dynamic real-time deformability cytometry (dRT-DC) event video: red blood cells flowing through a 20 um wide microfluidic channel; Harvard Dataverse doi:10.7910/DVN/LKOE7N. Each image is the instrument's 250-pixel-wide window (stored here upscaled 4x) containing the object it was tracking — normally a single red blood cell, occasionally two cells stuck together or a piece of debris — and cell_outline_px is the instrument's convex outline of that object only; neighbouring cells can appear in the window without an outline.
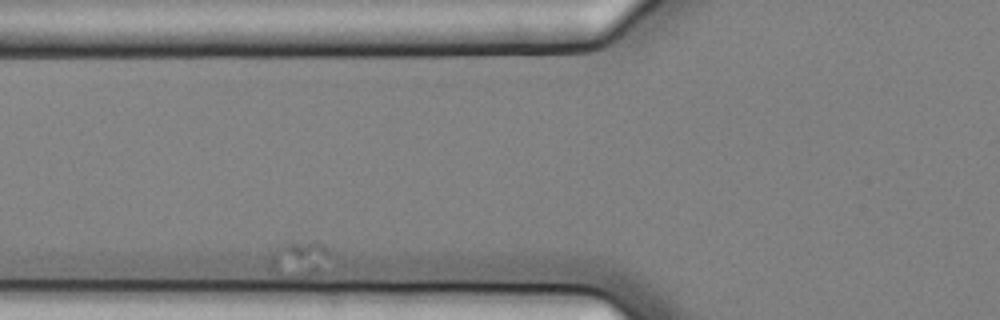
{"species": "common noctule bat (a hibernating species)", "species_latin": "Nyctalus noctula", "temperature_condition": "cold", "stored_images_in_passage": 5, "camera_frame_rate_fps": 3000, "um_per_image_px": 0.085, "animal": {"sex": "female", "body_mass_g": 25.1}, "frame": {"image": 1, "passage_image": 2, "time_ms": 0.333, "image_size_px": [1000, 320], "cell_outline_px": [[328, 252], [320, 288], [316, 292], [300, 292], [260, 288], [272, 252], [284, 244], [312, 240], [320, 244]], "centroid_in_image_um": [25.17, 22.74], "position_along_channel_um": 100.6, "area_um2": 19.36}}